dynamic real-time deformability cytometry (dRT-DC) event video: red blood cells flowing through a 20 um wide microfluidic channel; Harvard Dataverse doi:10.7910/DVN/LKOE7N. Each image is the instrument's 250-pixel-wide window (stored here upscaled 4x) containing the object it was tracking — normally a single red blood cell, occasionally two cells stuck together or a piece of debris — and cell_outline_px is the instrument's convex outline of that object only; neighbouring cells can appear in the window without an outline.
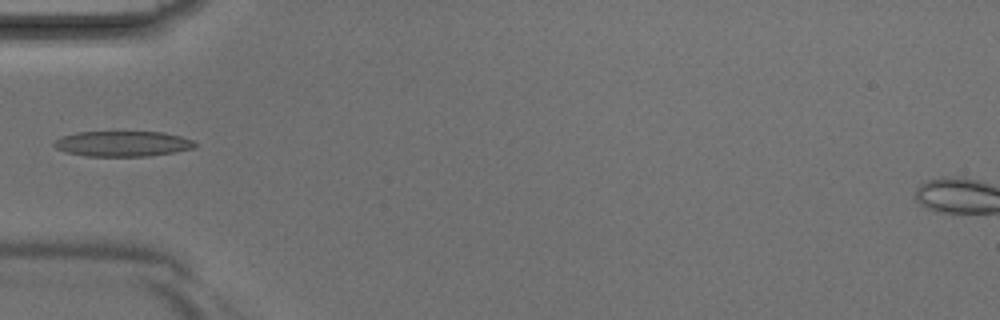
{"species": "Egyptian fruit bat (a non-hibernating species)", "species_latin": "Rousettus aegyptiacus", "temperature_condition": "room temperature", "stored_images_in_passage": 3, "camera_frame_rate_fps": 3000, "um_per_image_px": 0.085, "animal": {"sex": "male"}, "frame": {"image": 1, "passage_image": 3, "time_ms": 0.667, "image_size_px": [1000, 320], "cell_outline_px": [[196, 148], [148, 156], [88, 156], [64, 152], [56, 148], [52, 144], [56, 140], [64, 136], [76, 132], [164, 132], [180, 136], [192, 140], [196, 144]], "centroid_in_image_um": [10.42, 12.22], "position_along_channel_um": 74.6, "area_um2": 20.75}}